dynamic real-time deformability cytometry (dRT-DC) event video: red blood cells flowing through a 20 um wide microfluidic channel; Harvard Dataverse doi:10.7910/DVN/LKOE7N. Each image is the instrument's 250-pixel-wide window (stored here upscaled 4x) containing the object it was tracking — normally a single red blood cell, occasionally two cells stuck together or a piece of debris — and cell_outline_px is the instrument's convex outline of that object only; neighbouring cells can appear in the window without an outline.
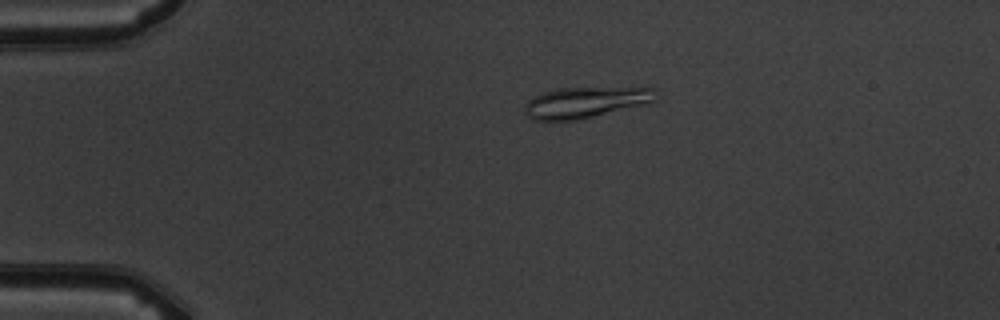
{"species": "common noctule bat (a hibernating species)", "species_latin": "Nyctalus noctula", "temperature_condition": "warm", "stored_images_in_passage": 5, "camera_frame_rate_fps": 3000, "um_per_image_px": 0.085, "animal": {"sex": "male", "body_mass_g": 19.5, "forearm_length_mm": 54.6}, "frame": {"image": 1, "passage_image": 1, "time_ms": 0.0, "image_size_px": [1000, 320], "cell_outline_px": [[656, 88], [652, 100], [648, 104], [576, 120], [536, 120], [528, 116], [524, 112], [524, 108], [528, 100], [544, 92], [560, 88]], "centroid_in_image_um": [49.74, 8.71], "position_along_channel_um": 35.3, "area_um2": 23.18}}
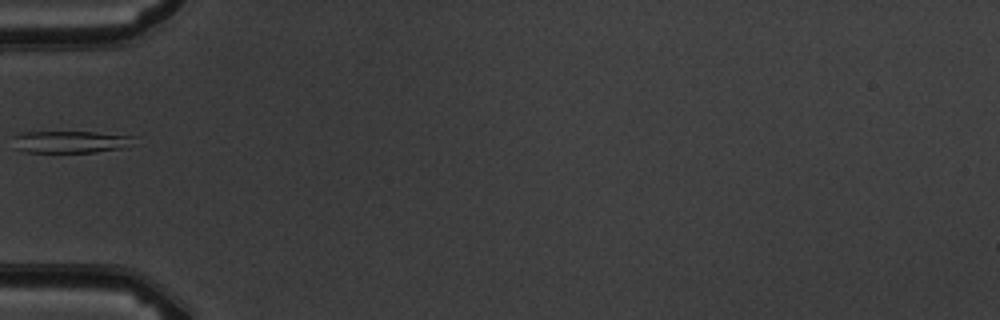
{"frame": {"image": 2, "passage_image": 3, "time_ms": 2.333, "image_size_px": [1000, 320], "cell_outline_px": [[136, 136], [124, 148], [96, 152], [24, 152], [12, 148], [12, 136], [20, 132], [96, 132]], "centroid_in_image_um": [5.87, 12.05], "position_along_channel_um": 79.1, "area_um2": 15.78}}
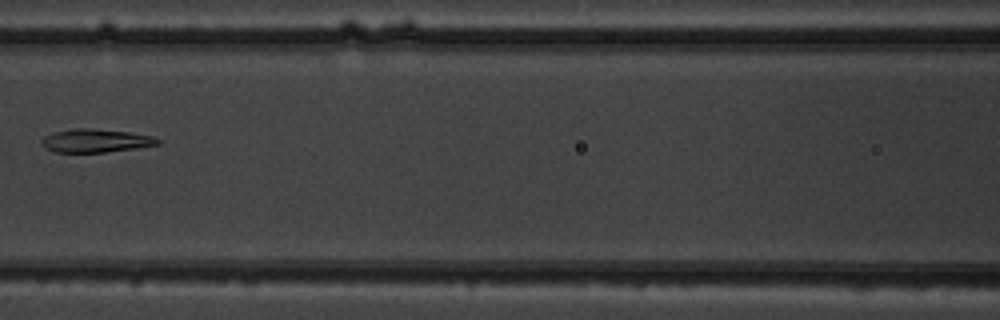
{"frame": {"image": 3, "passage_image": 5, "time_ms": 4.333, "image_size_px": [1000, 320], "cell_outline_px": [[160, 144], [104, 152], [56, 152], [40, 144], [40, 140], [44, 136], [56, 132], [72, 128], [92, 128], [128, 132], [152, 136], [160, 140]], "centroid_in_image_um": [8.1, 11.95], "position_along_channel_um": 158.5, "area_um2": 15.55}}